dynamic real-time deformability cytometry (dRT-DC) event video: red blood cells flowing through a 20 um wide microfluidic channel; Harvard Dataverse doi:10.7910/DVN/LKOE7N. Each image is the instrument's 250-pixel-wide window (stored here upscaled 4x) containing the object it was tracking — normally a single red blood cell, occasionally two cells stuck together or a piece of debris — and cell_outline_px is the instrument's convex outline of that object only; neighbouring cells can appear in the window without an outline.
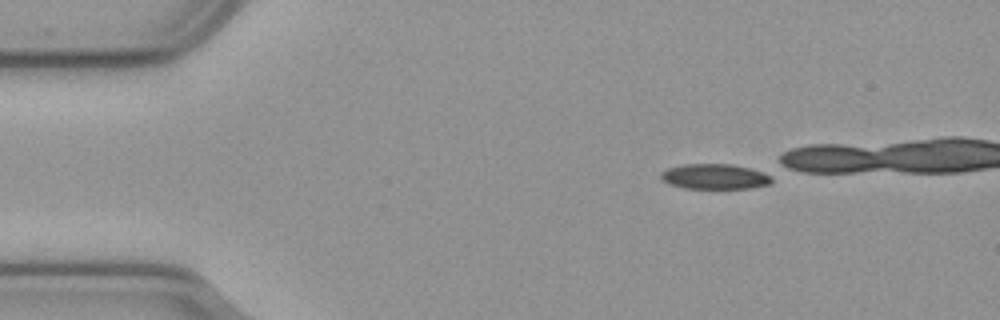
{"species": "common noctule bat (a hibernating species)", "species_latin": "Nyctalus noctula", "temperature_condition": "cold", "stored_images_in_passage": 36, "camera_frame_rate_fps": 3000, "um_per_image_px": 0.085, "animal": {"sex": "male", "body_mass_g": 23.1, "forearm_length_mm": 52.7}, "frame": {"image": 1, "passage_image": 1, "time_ms": 0.0, "image_size_px": [1000, 320], "cell_outline_px": [[772, 180], [768, 184], [748, 188], [684, 188], [672, 184], [664, 180], [660, 176], [660, 172], [668, 168], [684, 164], [732, 164], [772, 172]], "centroid_in_image_um": [60.84, 14.98], "position_along_channel_um": 24.2, "area_um2": 16.42}}
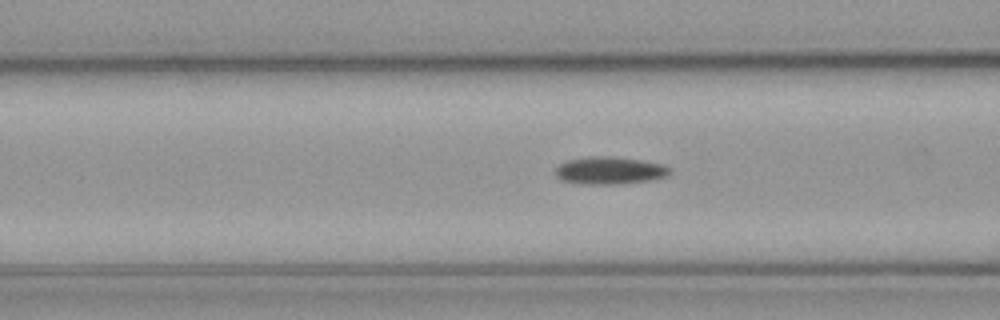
{"frame": {"image": 2, "passage_image": 14, "time_ms": 4.333, "image_size_px": [1000, 320], "cell_outline_px": [[672, 172], [664, 176], [652, 180], [616, 184], [580, 184], [560, 180], [556, 176], [556, 168], [560, 164], [568, 160], [588, 156], [608, 156], [640, 160], [660, 164], [672, 168]], "centroid_in_image_um": [51.8, 14.5], "position_along_channel_um": 114.8, "area_um2": 18.26}}
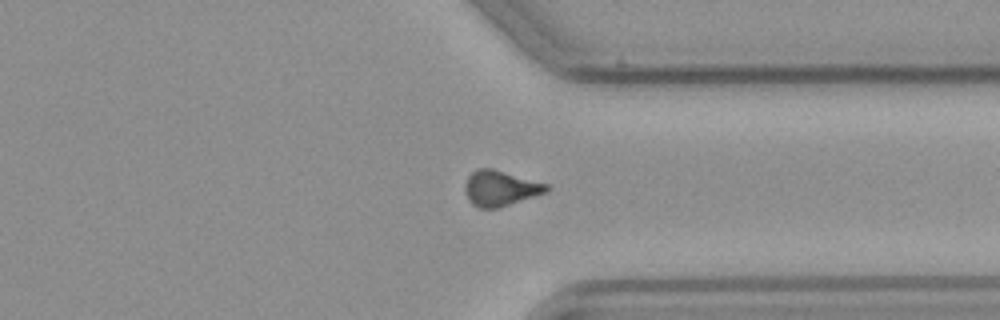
{"frame": {"image": 3, "passage_image": 35, "time_ms": 11.333, "image_size_px": [1000, 320], "cell_outline_px": [[548, 192], [500, 208], [480, 208], [472, 204], [468, 200], [464, 188], [464, 184], [468, 176], [476, 168], [492, 168], [548, 184]], "centroid_in_image_um": [42.51, 16.01], "position_along_channel_um": 368.9, "area_um2": 16.99}}